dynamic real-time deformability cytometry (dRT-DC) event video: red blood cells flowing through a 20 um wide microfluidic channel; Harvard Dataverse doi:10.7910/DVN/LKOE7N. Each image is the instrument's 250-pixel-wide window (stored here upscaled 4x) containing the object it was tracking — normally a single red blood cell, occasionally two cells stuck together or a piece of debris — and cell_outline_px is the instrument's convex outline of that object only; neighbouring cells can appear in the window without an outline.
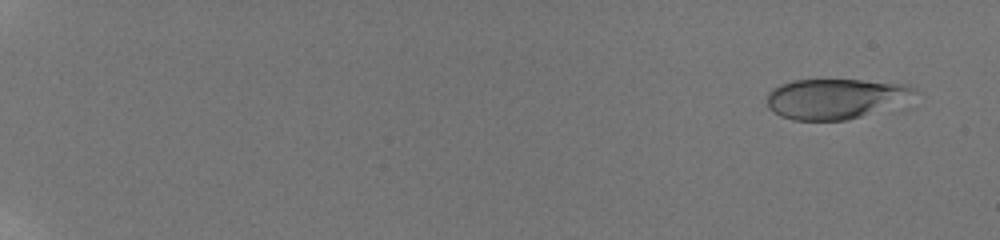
{"species": "human", "species_latin": "Homo sapiens", "temperature_condition": "room temperature", "stored_images_in_passage": 40, "camera_frame_rate_fps": 3000, "um_per_image_px": 0.085, "donor": {"sex": "male"}, "frame": {"image": 1, "passage_image": 2, "time_ms": 0.333, "image_size_px": [1000, 240], "cell_outline_px": [[916, 92], [860, 116], [848, 120], [792, 120], [780, 116], [768, 108], [768, 92], [780, 84], [792, 80], [860, 80], [904, 84], [916, 88]], "centroid_in_image_um": [70.81, 8.37], "position_along_channel_um": 14.2, "area_um2": 33.23}}
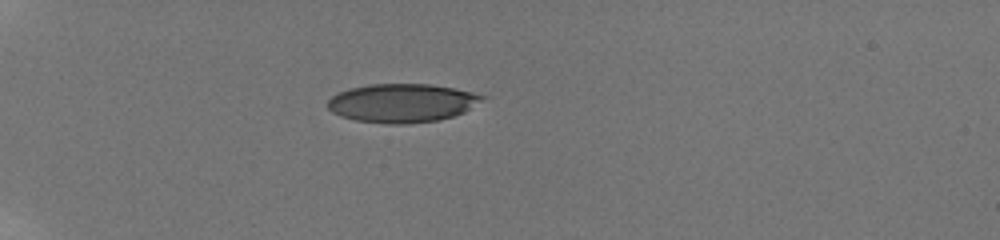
{"frame": {"image": 2, "passage_image": 34, "time_ms": 5.667, "image_size_px": [1000, 240], "cell_outline_px": [[488, 96], [464, 112], [452, 116], [436, 120], [404, 124], [388, 124], [356, 120], [340, 116], [332, 112], [328, 108], [328, 100], [332, 96], [348, 88], [368, 84], [432, 84], [472, 92]], "centroid_in_image_um": [34.15, 8.75], "position_along_channel_um": 50.8, "area_um2": 34.68}}